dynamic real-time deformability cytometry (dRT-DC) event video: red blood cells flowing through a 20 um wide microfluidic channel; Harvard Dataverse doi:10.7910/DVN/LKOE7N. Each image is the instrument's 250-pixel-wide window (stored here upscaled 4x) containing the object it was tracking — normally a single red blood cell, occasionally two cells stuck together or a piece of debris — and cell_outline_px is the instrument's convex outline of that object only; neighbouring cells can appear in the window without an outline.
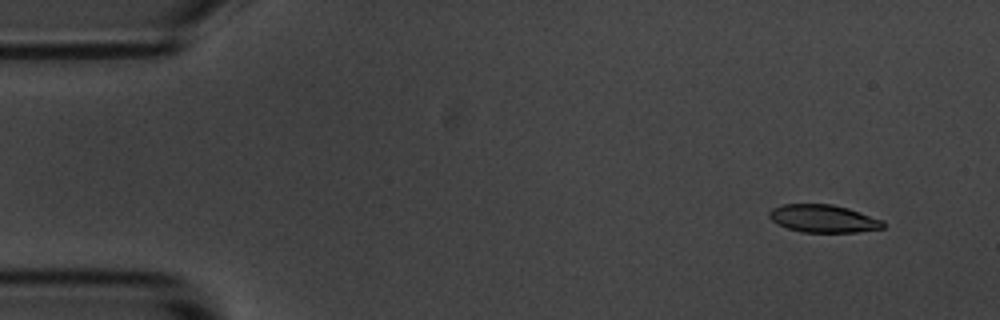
{"species": "common noctule bat (a hibernating species)", "species_latin": "Nyctalus noctula", "temperature_condition": "room temperature", "stored_images_in_passage": 56, "camera_frame_rate_fps": 3000, "um_per_image_px": 0.085, "animal": {"sex": "male", "body_mass_g": 20.1, "forearm_length_mm": 53.5}, "frame": {"image": 1, "passage_image": 5, "time_ms": 1.333, "image_size_px": [1000, 320], "cell_outline_px": [[884, 228], [856, 232], [800, 232], [776, 224], [768, 216], [768, 212], [772, 208], [780, 204], [832, 204], [848, 208], [884, 220]], "centroid_in_image_um": [69.96, 18.57], "position_along_channel_um": 15.0, "area_um2": 18.55}}
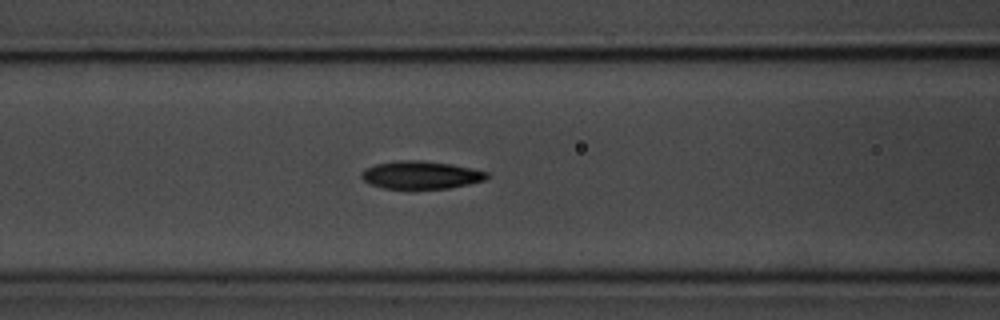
{"frame": {"image": 2, "passage_image": 23, "time_ms": 7.333, "image_size_px": [1000, 320], "cell_outline_px": [[492, 176], [484, 180], [468, 184], [448, 188], [384, 188], [368, 184], [360, 176], [360, 172], [364, 168], [376, 164], [400, 160], [420, 160], [452, 164], [488, 172]], "centroid_in_image_um": [35.76, 14.86], "position_along_channel_um": 130.8, "area_um2": 20.35}}
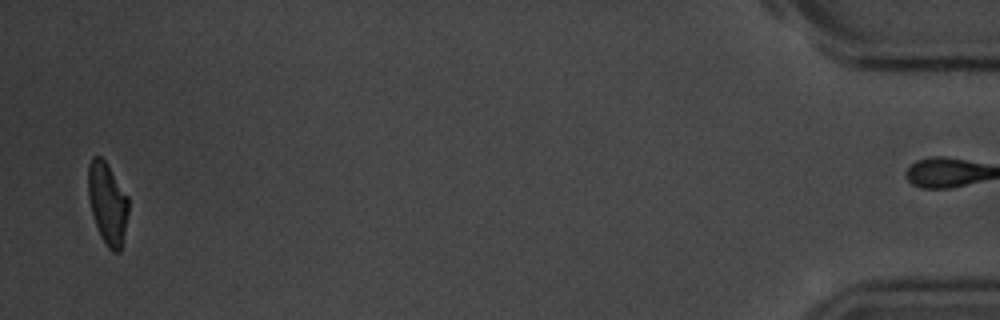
{"frame": {"image": 3, "passage_image": 55, "time_ms": 18.0, "image_size_px": [1000, 320], "cell_outline_px": [[128, 212], [120, 252], [112, 252], [108, 248], [100, 236], [88, 200], [88, 164], [92, 156], [100, 156], [104, 160], [128, 196]], "centroid_in_image_um": [9.12, 17.28], "position_along_channel_um": 426.1, "area_um2": 19.02}, "authors_computed_cell_mechanics": {"area_um2": 20.2011, "velocity_mm_per_s": 3.6001, "shape_relaxation_time_tau1_ms": 2.7678, "shape_relaxation_time_tau2_ms": 2.5358, "deformation_change_tau1": 0.1234, "deformation_change_tau2": 0.0899}}